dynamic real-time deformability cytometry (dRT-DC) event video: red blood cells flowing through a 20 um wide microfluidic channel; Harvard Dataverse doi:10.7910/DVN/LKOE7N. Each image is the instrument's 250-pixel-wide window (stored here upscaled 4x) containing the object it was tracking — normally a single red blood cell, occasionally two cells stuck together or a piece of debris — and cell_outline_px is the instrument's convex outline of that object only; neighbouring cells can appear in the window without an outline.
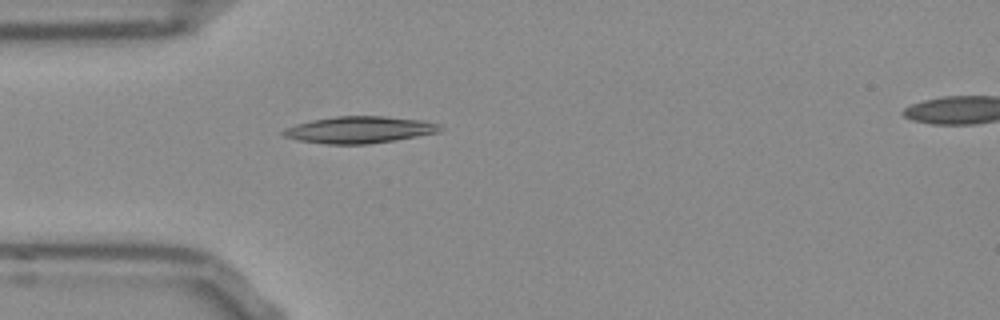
{"species": "Egyptian fruit bat (a non-hibernating species)", "species_latin": "Rousettus aegyptiacus", "temperature_condition": "room temperature", "stored_images_in_passage": 39, "camera_frame_rate_fps": 3000, "um_per_image_px": 0.085, "frame": {"image": 1, "passage_image": 1, "time_ms": 0.0, "image_size_px": [1000, 320], "cell_outline_px": [[444, 128], [436, 132], [416, 136], [392, 140], [364, 144], [328, 144], [300, 140], [284, 136], [280, 132], [284, 128], [296, 124], [312, 120], [336, 116], [384, 116], [424, 120], [440, 124]], "centroid_in_image_um": [30.54, 11.01], "position_along_channel_um": 54.5, "area_um2": 24.22}}
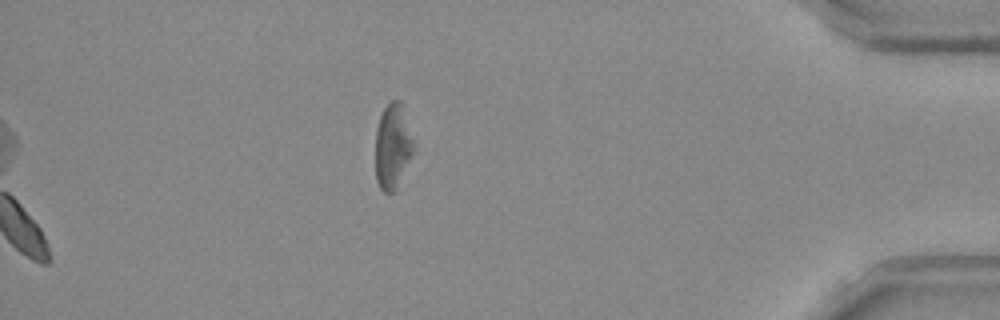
{"frame": {"image": 2, "passage_image": 32, "time_ms": 10.333, "image_size_px": [1000, 320], "cell_outline_px": [[416, 152], [392, 192], [384, 192], [380, 188], [376, 180], [376, 128], [380, 116], [384, 108], [392, 100], [400, 100]], "centroid_in_image_um": [33.38, 12.44], "position_along_channel_um": 401.8, "area_um2": 18.61}}
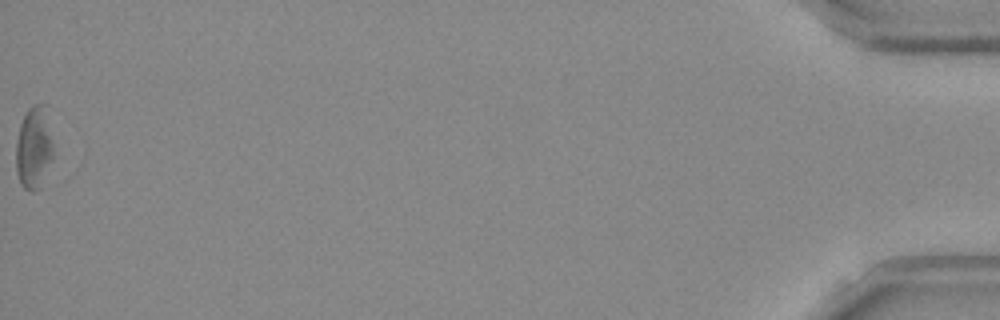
{"frame": {"image": 3, "passage_image": 39, "time_ms": 12.667, "image_size_px": [1000, 320], "cell_outline_px": [[52, 156], [40, 188], [32, 192], [24, 188], [20, 184], [16, 172], [16, 140], [20, 124], [28, 108], [32, 104], [44, 104], [52, 144]], "centroid_in_image_um": [2.84, 12.58], "position_along_channel_um": 432.4, "area_um2": 17.63}, "authors_computed_cell_mechanics": {"area_um2": 22.3686, "velocity_mm_per_s": 3.8393, "shape_relaxation_time_tau1_ms": 4.4112, "shape_relaxation_time_tau2_ms": null, "deformation_change_tau1": 0.1493, "deformation_change_tau2": null}}